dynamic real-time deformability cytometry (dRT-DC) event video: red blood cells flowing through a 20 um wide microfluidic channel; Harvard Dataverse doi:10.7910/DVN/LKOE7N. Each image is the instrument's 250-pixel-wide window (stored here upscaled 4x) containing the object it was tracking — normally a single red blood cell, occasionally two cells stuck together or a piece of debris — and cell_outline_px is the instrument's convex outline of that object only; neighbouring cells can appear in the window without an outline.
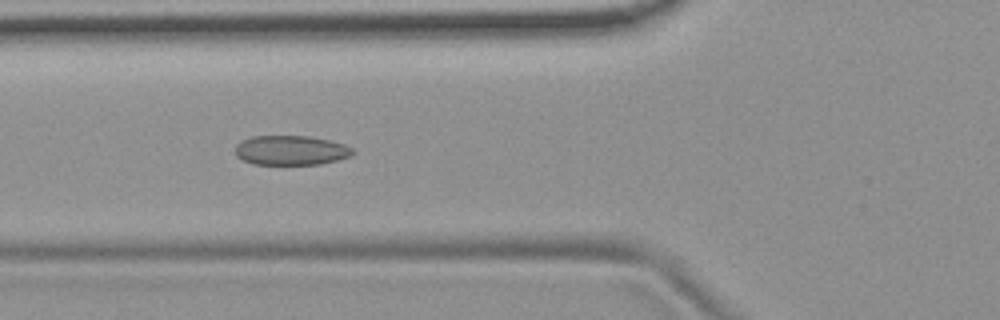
{"species": "common noctule bat (a hibernating species)", "species_latin": "Nyctalus noctula", "temperature_condition": "room temperature", "stored_images_in_passage": 8, "camera_frame_rate_fps": 3000, "um_per_image_px": 0.085, "animal": {"sex": "female", "body_mass_g": 19.9}, "frame": {"image": 1, "passage_image": 6, "time_ms": 5.667, "image_size_px": [1000, 320], "cell_outline_px": [[356, 152], [352, 156], [320, 164], [252, 164], [236, 156], [236, 144], [252, 136], [308, 136], [328, 140], [344, 144], [352, 148]], "centroid_in_image_um": [24.75, 12.78], "position_along_channel_um": 101.1, "area_um2": 20.17}}
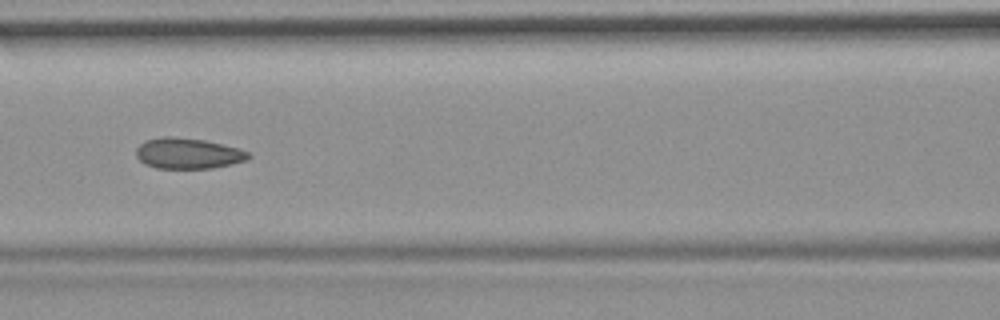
{"frame": {"image": 2, "passage_image": 7, "time_ms": 7.0, "image_size_px": [1000, 320], "cell_outline_px": [[252, 156], [248, 160], [232, 164], [212, 168], [156, 168], [144, 164], [136, 156], [136, 148], [144, 140], [164, 136], [172, 136], [204, 140], [240, 148], [248, 152]], "centroid_in_image_um": [15.98, 13.03], "position_along_channel_um": 150.6, "area_um2": 20.29}}